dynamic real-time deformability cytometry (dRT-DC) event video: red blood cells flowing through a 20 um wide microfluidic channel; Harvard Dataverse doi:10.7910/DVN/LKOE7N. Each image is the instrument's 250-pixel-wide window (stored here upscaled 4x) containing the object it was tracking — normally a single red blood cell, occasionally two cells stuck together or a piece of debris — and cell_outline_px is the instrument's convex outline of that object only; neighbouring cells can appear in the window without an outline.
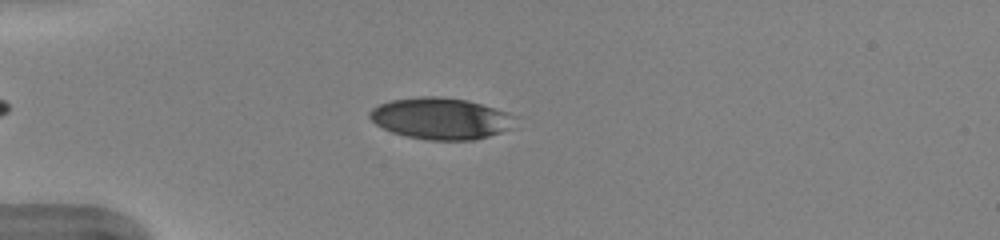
{"species": "human", "species_latin": "Homo sapiens", "temperature_condition": "warm", "stored_images_in_passage": 40, "camera_frame_rate_fps": 3000, "um_per_image_px": 0.085, "donor": {"sex": "female"}, "frame": {"image": 1, "passage_image": 8, "time_ms": 2.333, "image_size_px": [1000, 240], "cell_outline_px": [[508, 128], [500, 132], [488, 136], [472, 140], [428, 140], [404, 136], [392, 132], [376, 124], [368, 116], [368, 112], [372, 108], [380, 104], [392, 100], [420, 96], [440, 96], [468, 100], [504, 112]], "centroid_in_image_um": [37.28, 10.07], "position_along_channel_um": 47.7, "area_um2": 34.16}}
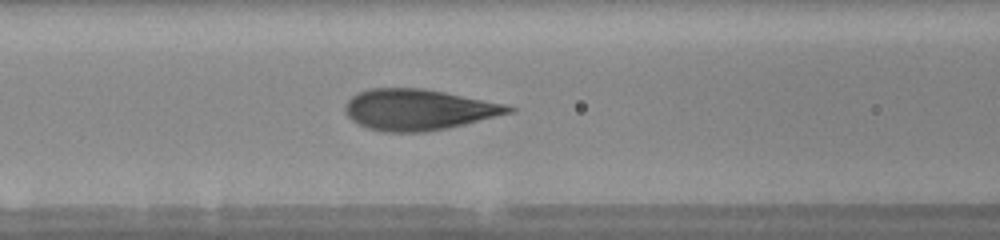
{"frame": {"image": 2, "passage_image": 16, "time_ms": 5.0, "image_size_px": [1000, 240], "cell_outline_px": [[516, 108], [512, 112], [448, 128], [424, 132], [384, 132], [368, 128], [352, 120], [344, 112], [344, 108], [348, 100], [352, 96], [360, 92], [372, 88], [420, 88], [444, 92], [504, 104]], "centroid_in_image_um": [35.53, 9.32], "position_along_channel_um": 131.1, "area_um2": 38.55}}
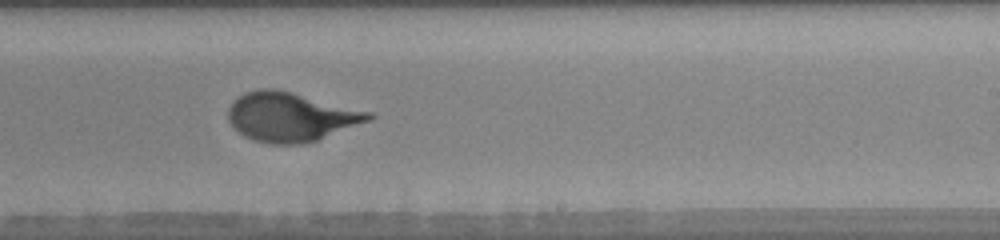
{"frame": {"image": 3, "passage_image": 26, "time_ms": 8.333, "image_size_px": [1000, 240], "cell_outline_px": [[376, 116], [372, 120], [316, 140], [304, 144], [272, 144], [256, 140], [244, 136], [228, 120], [228, 108], [240, 96], [248, 92], [264, 88], [272, 88], [372, 112]], "centroid_in_image_um": [24.75, 9.95], "position_along_channel_um": 264.2, "area_um2": 39.48}, "authors_computed_cell_mechanics": {"area_um2": 38.8127, "velocity_mm_per_s": 3.9949, "shape_relaxation_time_tau1_ms": 3.5095, "shape_relaxation_time_tau2_ms": null, "deformation_change_tau1": 0.1748, "deformation_change_tau2": null}}